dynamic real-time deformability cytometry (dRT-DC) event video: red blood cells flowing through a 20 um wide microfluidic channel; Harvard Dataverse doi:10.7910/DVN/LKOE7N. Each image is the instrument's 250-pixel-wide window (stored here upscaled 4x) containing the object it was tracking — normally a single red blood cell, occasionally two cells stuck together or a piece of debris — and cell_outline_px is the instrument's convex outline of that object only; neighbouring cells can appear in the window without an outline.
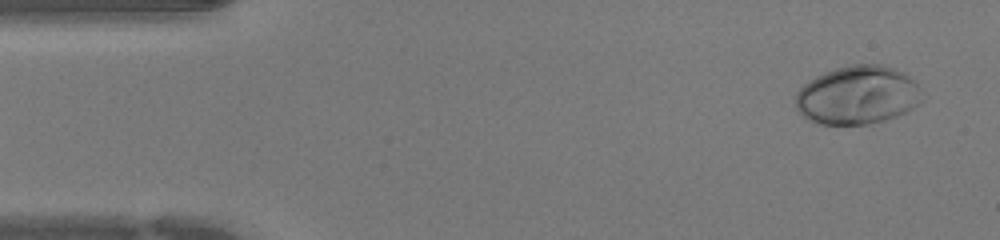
{"species": "human", "species_latin": "Homo sapiens", "temperature_condition": "warm", "stored_images_in_passage": 42, "camera_frame_rate_fps": 3000, "um_per_image_px": 0.085, "donor": {"sex": "female"}, "frame": {"image": 1, "passage_image": 1, "time_ms": 0.0, "image_size_px": [1000, 240], "cell_outline_px": [[924, 100], [920, 104], [896, 116], [884, 120], [868, 124], [820, 124], [808, 120], [796, 108], [796, 92], [808, 80], [824, 72], [836, 68], [852, 64], [880, 64], [896, 68], [904, 72], [920, 88]], "centroid_in_image_um": [72.9, 8.08], "position_along_channel_um": 12.1, "area_um2": 43.29}}
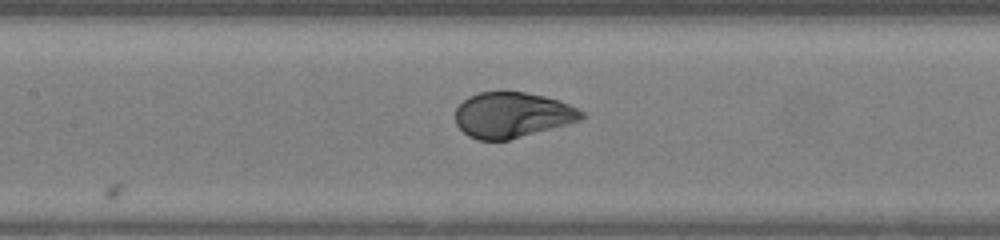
{"frame": {"image": 2, "passage_image": 18, "time_ms": 5.667, "image_size_px": [1000, 240], "cell_outline_px": [[588, 116], [580, 120], [568, 124], [508, 140], [476, 140], [468, 136], [456, 124], [456, 108], [468, 96], [480, 92], [524, 92], [544, 96], [560, 100], [584, 112]], "centroid_in_image_um": [43.55, 9.77], "position_along_channel_um": 163.8, "area_um2": 33.41}}
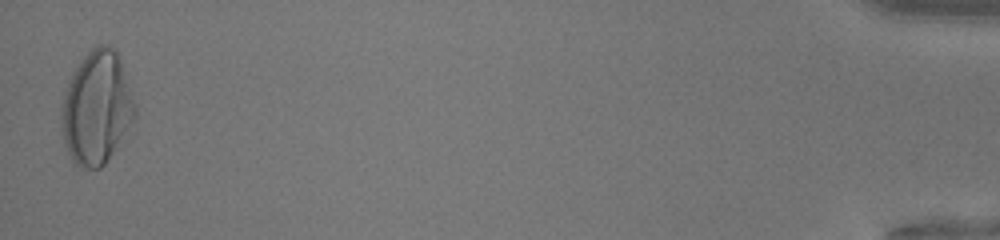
{"frame": {"image": 3, "passage_image": 42, "time_ms": 13.667, "image_size_px": [1000, 240], "cell_outline_px": [[136, 120], [104, 164], [100, 168], [80, 168], [72, 164], [64, 144], [60, 116], [60, 104], [64, 88], [72, 72], [80, 60], [96, 44], [104, 44], [116, 48], [136, 104]], "centroid_in_image_um": [8.19, 9.16], "position_along_channel_um": 427.0, "area_um2": 49.42}}